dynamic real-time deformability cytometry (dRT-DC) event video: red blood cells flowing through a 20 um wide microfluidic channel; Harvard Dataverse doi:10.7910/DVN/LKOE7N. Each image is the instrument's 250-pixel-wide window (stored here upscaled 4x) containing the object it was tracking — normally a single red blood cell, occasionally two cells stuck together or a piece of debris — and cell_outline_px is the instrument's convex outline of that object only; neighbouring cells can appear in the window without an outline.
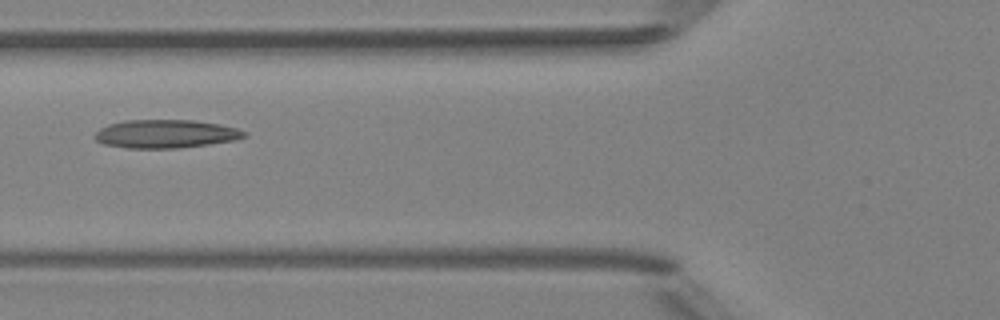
{"species": "Egyptian fruit bat (a non-hibernating species)", "species_latin": "Rousettus aegyptiacus", "temperature_condition": "room temperature", "stored_images_in_passage": 6, "camera_frame_rate_fps": 3000, "um_per_image_px": 0.085, "animal": {"sex": "female"}, "frame": {"image": 1, "passage_image": 6, "time_ms": 5.667, "image_size_px": [1000, 320], "cell_outline_px": [[248, 136], [236, 140], [180, 148], [128, 148], [104, 144], [96, 140], [92, 136], [100, 128], [108, 124], [124, 120], [192, 120], [220, 124], [236, 128], [248, 132]], "centroid_in_image_um": [14.09, 11.38], "position_along_channel_um": 111.7, "area_um2": 24.85}}